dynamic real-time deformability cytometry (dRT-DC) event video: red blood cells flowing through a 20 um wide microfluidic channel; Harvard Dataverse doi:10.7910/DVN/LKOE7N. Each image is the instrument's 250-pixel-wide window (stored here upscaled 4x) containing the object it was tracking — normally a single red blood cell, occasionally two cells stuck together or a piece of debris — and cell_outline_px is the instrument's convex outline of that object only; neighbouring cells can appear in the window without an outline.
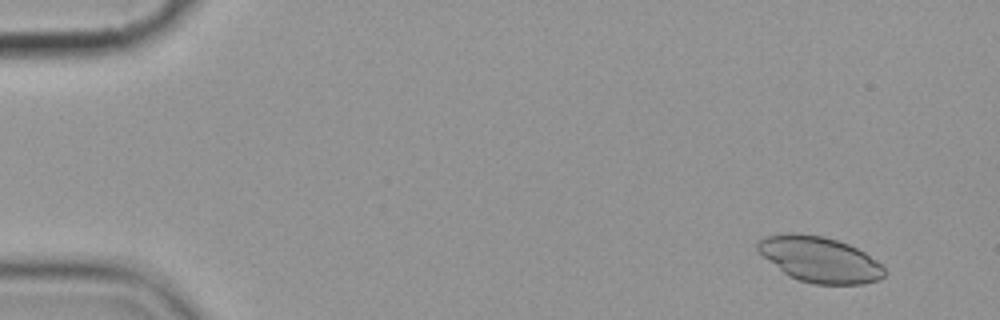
{"species": "common noctule bat (a hibernating species)", "species_latin": "Nyctalus noctula", "temperature_condition": "cold", "stored_images_in_passage": 5, "camera_frame_rate_fps": 3000, "um_per_image_px": 0.085, "animal": {"sex": "female", "body_mass_g": 19.9}, "frame": {"image": 1, "passage_image": 1, "time_ms": 0.0, "image_size_px": [1000, 320], "cell_outline_px": [[884, 276], [880, 280], [864, 284], [812, 284], [788, 276], [768, 260], [756, 248], [756, 244], [764, 236], [824, 236], [848, 244], [864, 252], [880, 264], [884, 268]], "centroid_in_image_um": [69.72, 22.11], "position_along_channel_um": 15.3, "area_um2": 32.66}}